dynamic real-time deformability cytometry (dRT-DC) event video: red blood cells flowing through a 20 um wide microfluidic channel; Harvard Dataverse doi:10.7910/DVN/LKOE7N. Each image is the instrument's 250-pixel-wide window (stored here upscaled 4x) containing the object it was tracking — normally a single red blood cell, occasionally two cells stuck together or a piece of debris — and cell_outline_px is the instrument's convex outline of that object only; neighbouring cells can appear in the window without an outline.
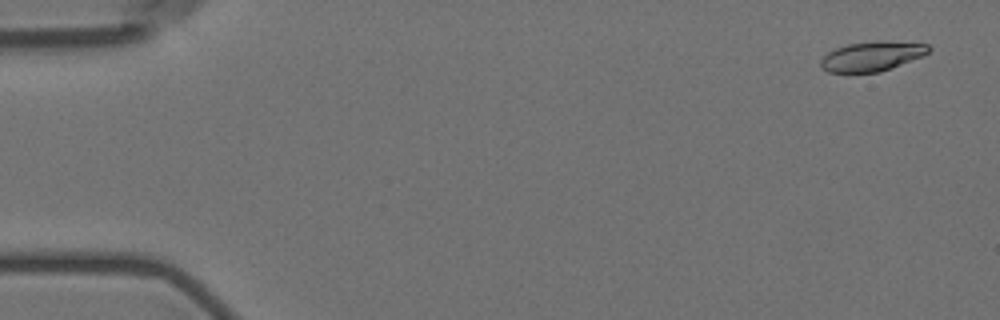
{"species": "Egyptian fruit bat (a non-hibernating species)", "species_latin": "Rousettus aegyptiacus", "temperature_condition": "room temperature", "stored_images_in_passage": 5, "camera_frame_rate_fps": 3000, "um_per_image_px": 0.085, "animal": {"sex": "female"}, "frame": {"image": 1, "passage_image": 1, "time_ms": 0.0, "image_size_px": [1000, 320], "cell_outline_px": [[932, 48], [924, 56], [880, 72], [828, 72], [820, 64], [820, 60], [828, 52], [836, 48], [848, 44], [880, 40], [884, 40], [928, 44]], "centroid_in_image_um": [74.16, 4.77], "position_along_channel_um": 10.8, "area_um2": 18.67}}
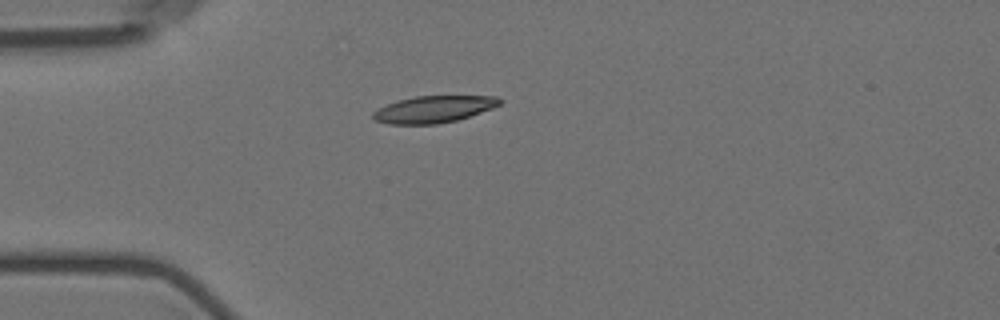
{"frame": {"image": 2, "passage_image": 5, "time_ms": 4.333, "image_size_px": [1000, 320], "cell_outline_px": [[500, 104], [492, 108], [456, 120], [436, 124], [388, 124], [376, 120], [372, 116], [372, 112], [388, 104], [400, 100], [416, 96], [496, 96], [500, 100]], "centroid_in_image_um": [36.84, 9.29], "position_along_channel_um": 48.2, "area_um2": 19.42}}